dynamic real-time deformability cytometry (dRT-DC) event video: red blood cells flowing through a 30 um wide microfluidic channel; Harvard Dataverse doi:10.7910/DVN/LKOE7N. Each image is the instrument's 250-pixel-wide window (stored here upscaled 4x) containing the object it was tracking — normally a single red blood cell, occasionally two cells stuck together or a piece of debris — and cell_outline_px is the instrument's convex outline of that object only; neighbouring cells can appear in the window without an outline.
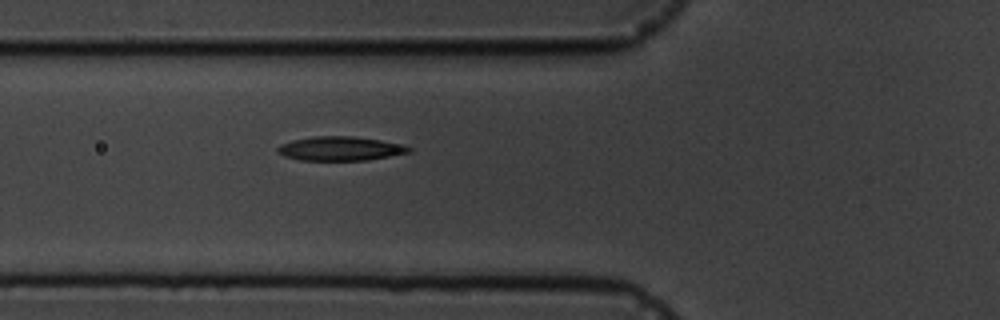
{"species": "common noctule bat (a hibernating species)", "species_latin": "Nyctalus noctula", "temperature_condition": "cold", "stored_images_in_passage": 2, "camera_frame_rate_fps": 3000, "um_per_image_px": 0.085, "animal": {"sex": "male", "body_mass_g": 19.5, "forearm_length_mm": 54.6}, "frame": {"image": 1, "passage_image": 2, "time_ms": 1.0, "image_size_px": [1000, 320], "cell_outline_px": [[412, 152], [368, 160], [300, 160], [284, 156], [276, 152], [276, 148], [280, 144], [292, 140], [312, 136], [352, 136], [380, 140], [404, 144], [412, 148]], "centroid_in_image_um": [28.92, 12.63], "position_along_channel_um": 96.9, "area_um2": 18.61}}